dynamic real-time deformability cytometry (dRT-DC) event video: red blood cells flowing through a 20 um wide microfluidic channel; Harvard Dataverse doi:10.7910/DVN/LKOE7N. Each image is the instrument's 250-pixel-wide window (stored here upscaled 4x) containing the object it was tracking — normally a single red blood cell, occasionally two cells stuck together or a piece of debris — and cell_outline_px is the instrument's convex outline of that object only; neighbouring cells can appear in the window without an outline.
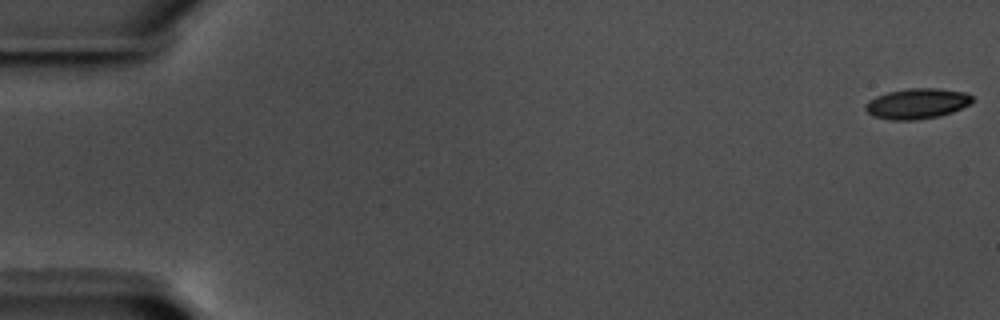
{"species": "common noctule bat (a hibernating species)", "species_latin": "Nyctalus noctula", "temperature_condition": "warm", "stored_images_in_passage": 58, "camera_frame_rate_fps": 3000, "um_per_image_px": 0.085, "animal": {"sex": "male", "body_mass_g": 17.5, "forearm_length_mm": 52.3}, "frame": {"image": 1, "passage_image": 1, "time_ms": 0.0, "image_size_px": [1000, 320], "cell_outline_px": [[972, 104], [952, 112], [940, 116], [916, 120], [888, 120], [872, 116], [864, 108], [864, 104], [868, 100], [876, 96], [888, 92], [908, 88], [940, 88], [964, 92], [972, 96]], "centroid_in_image_um": [77.93, 8.81], "position_along_channel_um": 7.1, "area_um2": 19.19}}
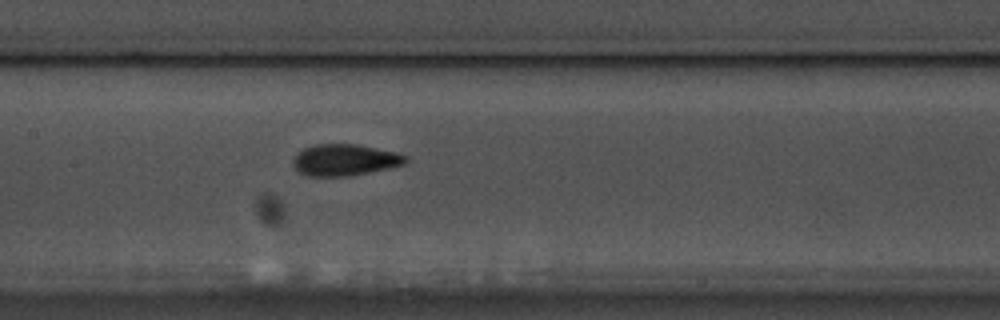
{"frame": {"image": 2, "passage_image": 29, "time_ms": 9.333, "image_size_px": [1000, 320], "cell_outline_px": [[408, 160], [404, 164], [352, 176], [308, 176], [300, 172], [292, 164], [292, 160], [296, 152], [312, 144], [356, 144], [396, 152], [408, 156]], "centroid_in_image_um": [29.28, 13.59], "position_along_channel_um": 178.1, "area_um2": 20.75}}
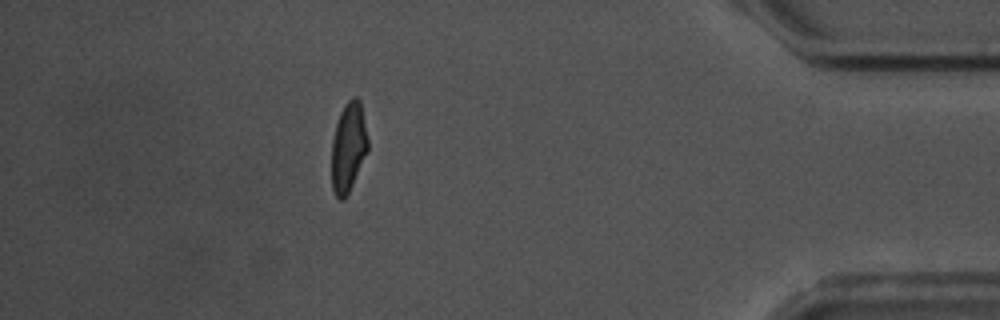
{"frame": {"image": 3, "passage_image": 52, "time_ms": 17.0, "image_size_px": [1000, 320], "cell_outline_px": [[368, 152], [344, 200], [340, 200], [336, 196], [332, 188], [332, 140], [336, 124], [340, 112], [344, 104], [352, 96], [356, 96], [360, 100], [368, 140]], "centroid_in_image_um": [29.61, 12.49], "position_along_channel_um": 405.6, "area_um2": 18.9}, "authors_computed_cell_mechanics": {"area_um2": 19.4208, "velocity_mm_per_s": 3.5585, "shape_relaxation_time_tau1_ms": 5.3602, "shape_relaxation_time_tau2_ms": 1.4474, "deformation_change_tau1": 0.1488, "deformation_change_tau2": 0.0599}}